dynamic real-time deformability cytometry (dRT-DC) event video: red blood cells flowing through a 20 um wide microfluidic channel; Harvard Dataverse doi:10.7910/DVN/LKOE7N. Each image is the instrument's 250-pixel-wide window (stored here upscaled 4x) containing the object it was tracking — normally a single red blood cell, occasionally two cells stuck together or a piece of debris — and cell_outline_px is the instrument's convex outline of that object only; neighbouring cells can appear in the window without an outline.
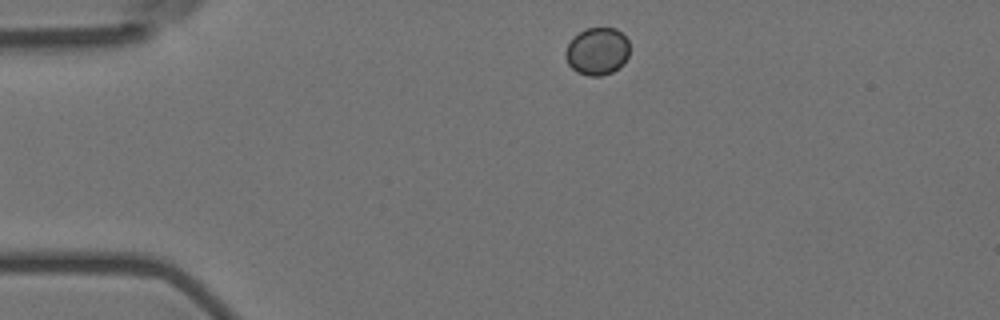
{"species": "Egyptian fruit bat (a non-hibernating species)", "species_latin": "Rousettus aegyptiacus", "temperature_condition": "room temperature", "stored_images_in_passage": 3, "camera_frame_rate_fps": 3000, "um_per_image_px": 0.085, "animal": {"sex": "female"}, "frame": {"image": 1, "passage_image": 1, "time_ms": 0.0, "image_size_px": [1000, 320], "cell_outline_px": [[628, 56], [624, 64], [612, 72], [600, 76], [588, 76], [576, 72], [568, 64], [564, 56], [564, 52], [568, 44], [584, 28], [616, 28], [628, 40]], "centroid_in_image_um": [50.76, 4.37], "position_along_channel_um": 34.2, "area_um2": 17.74}}